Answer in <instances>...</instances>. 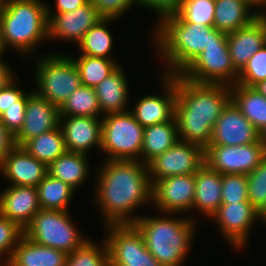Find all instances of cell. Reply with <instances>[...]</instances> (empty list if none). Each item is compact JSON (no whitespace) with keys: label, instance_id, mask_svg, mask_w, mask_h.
<instances>
[{"label":"cell","instance_id":"obj_16","mask_svg":"<svg viewBox=\"0 0 266 266\" xmlns=\"http://www.w3.org/2000/svg\"><path fill=\"white\" fill-rule=\"evenodd\" d=\"M48 40L74 42L78 45L84 34L102 17L89 1L73 11L47 13ZM52 39V40H51Z\"/></svg>","mask_w":266,"mask_h":266},{"label":"cell","instance_id":"obj_45","mask_svg":"<svg viewBox=\"0 0 266 266\" xmlns=\"http://www.w3.org/2000/svg\"><path fill=\"white\" fill-rule=\"evenodd\" d=\"M15 146V136L6 129L0 119V162Z\"/></svg>","mask_w":266,"mask_h":266},{"label":"cell","instance_id":"obj_26","mask_svg":"<svg viewBox=\"0 0 266 266\" xmlns=\"http://www.w3.org/2000/svg\"><path fill=\"white\" fill-rule=\"evenodd\" d=\"M67 255L64 251L38 245L23 235L8 263L11 266H65Z\"/></svg>","mask_w":266,"mask_h":266},{"label":"cell","instance_id":"obj_4","mask_svg":"<svg viewBox=\"0 0 266 266\" xmlns=\"http://www.w3.org/2000/svg\"><path fill=\"white\" fill-rule=\"evenodd\" d=\"M175 215L160 212L159 217L158 213L153 217L141 215L133 223L141 233L147 250L163 266L185 264L197 231V220L194 221L189 215L182 218Z\"/></svg>","mask_w":266,"mask_h":266},{"label":"cell","instance_id":"obj_54","mask_svg":"<svg viewBox=\"0 0 266 266\" xmlns=\"http://www.w3.org/2000/svg\"><path fill=\"white\" fill-rule=\"evenodd\" d=\"M2 3H3V0H0V10H1V7H2Z\"/></svg>","mask_w":266,"mask_h":266},{"label":"cell","instance_id":"obj_17","mask_svg":"<svg viewBox=\"0 0 266 266\" xmlns=\"http://www.w3.org/2000/svg\"><path fill=\"white\" fill-rule=\"evenodd\" d=\"M260 141V132L230 100L213 127L209 145L238 146Z\"/></svg>","mask_w":266,"mask_h":266},{"label":"cell","instance_id":"obj_51","mask_svg":"<svg viewBox=\"0 0 266 266\" xmlns=\"http://www.w3.org/2000/svg\"><path fill=\"white\" fill-rule=\"evenodd\" d=\"M260 221L263 223V226L266 224V207L260 213Z\"/></svg>","mask_w":266,"mask_h":266},{"label":"cell","instance_id":"obj_46","mask_svg":"<svg viewBox=\"0 0 266 266\" xmlns=\"http://www.w3.org/2000/svg\"><path fill=\"white\" fill-rule=\"evenodd\" d=\"M89 0H56L55 1V12L53 11V7L48 6L47 4V13H64L73 11L79 7L85 5Z\"/></svg>","mask_w":266,"mask_h":266},{"label":"cell","instance_id":"obj_11","mask_svg":"<svg viewBox=\"0 0 266 266\" xmlns=\"http://www.w3.org/2000/svg\"><path fill=\"white\" fill-rule=\"evenodd\" d=\"M266 157L261 141L238 146L208 145L204 149L205 163L221 175L249 174Z\"/></svg>","mask_w":266,"mask_h":266},{"label":"cell","instance_id":"obj_29","mask_svg":"<svg viewBox=\"0 0 266 266\" xmlns=\"http://www.w3.org/2000/svg\"><path fill=\"white\" fill-rule=\"evenodd\" d=\"M231 100L259 132L266 128V97L255 87L232 85Z\"/></svg>","mask_w":266,"mask_h":266},{"label":"cell","instance_id":"obj_34","mask_svg":"<svg viewBox=\"0 0 266 266\" xmlns=\"http://www.w3.org/2000/svg\"><path fill=\"white\" fill-rule=\"evenodd\" d=\"M60 116L101 117L93 87L80 85L59 109Z\"/></svg>","mask_w":266,"mask_h":266},{"label":"cell","instance_id":"obj_30","mask_svg":"<svg viewBox=\"0 0 266 266\" xmlns=\"http://www.w3.org/2000/svg\"><path fill=\"white\" fill-rule=\"evenodd\" d=\"M114 21H116L114 18H102L92 26L84 34V37L77 46L82 52H80V55L115 59V56L111 54L114 46V36L111 34L110 28H108V25Z\"/></svg>","mask_w":266,"mask_h":266},{"label":"cell","instance_id":"obj_3","mask_svg":"<svg viewBox=\"0 0 266 266\" xmlns=\"http://www.w3.org/2000/svg\"><path fill=\"white\" fill-rule=\"evenodd\" d=\"M156 23L152 36L157 54L166 67H163L164 75L181 74L206 46L227 42L226 33L213 26L181 21L175 14Z\"/></svg>","mask_w":266,"mask_h":266},{"label":"cell","instance_id":"obj_15","mask_svg":"<svg viewBox=\"0 0 266 266\" xmlns=\"http://www.w3.org/2000/svg\"><path fill=\"white\" fill-rule=\"evenodd\" d=\"M161 94L138 97L134 107L129 108L136 121L143 127L171 121L175 117L176 75L161 72ZM163 77V79H162Z\"/></svg>","mask_w":266,"mask_h":266},{"label":"cell","instance_id":"obj_9","mask_svg":"<svg viewBox=\"0 0 266 266\" xmlns=\"http://www.w3.org/2000/svg\"><path fill=\"white\" fill-rule=\"evenodd\" d=\"M103 238L109 266H163L147 250L141 233L133 224L105 225Z\"/></svg>","mask_w":266,"mask_h":266},{"label":"cell","instance_id":"obj_36","mask_svg":"<svg viewBox=\"0 0 266 266\" xmlns=\"http://www.w3.org/2000/svg\"><path fill=\"white\" fill-rule=\"evenodd\" d=\"M215 0H182L175 14L181 21L213 26Z\"/></svg>","mask_w":266,"mask_h":266},{"label":"cell","instance_id":"obj_6","mask_svg":"<svg viewBox=\"0 0 266 266\" xmlns=\"http://www.w3.org/2000/svg\"><path fill=\"white\" fill-rule=\"evenodd\" d=\"M34 67L36 87L33 90L59 109L81 85L77 66L63 52L36 57Z\"/></svg>","mask_w":266,"mask_h":266},{"label":"cell","instance_id":"obj_35","mask_svg":"<svg viewBox=\"0 0 266 266\" xmlns=\"http://www.w3.org/2000/svg\"><path fill=\"white\" fill-rule=\"evenodd\" d=\"M95 243L91 237L79 248L68 253L65 266H109V253L105 240Z\"/></svg>","mask_w":266,"mask_h":266},{"label":"cell","instance_id":"obj_48","mask_svg":"<svg viewBox=\"0 0 266 266\" xmlns=\"http://www.w3.org/2000/svg\"><path fill=\"white\" fill-rule=\"evenodd\" d=\"M253 6H255L254 9L260 11L263 13L266 10V0H248ZM260 9V10H259Z\"/></svg>","mask_w":266,"mask_h":266},{"label":"cell","instance_id":"obj_24","mask_svg":"<svg viewBox=\"0 0 266 266\" xmlns=\"http://www.w3.org/2000/svg\"><path fill=\"white\" fill-rule=\"evenodd\" d=\"M221 190L222 175L204 163L195 173L193 212L210 219L222 204Z\"/></svg>","mask_w":266,"mask_h":266},{"label":"cell","instance_id":"obj_21","mask_svg":"<svg viewBox=\"0 0 266 266\" xmlns=\"http://www.w3.org/2000/svg\"><path fill=\"white\" fill-rule=\"evenodd\" d=\"M234 68L240 72L248 60L266 43V18L261 14L251 24L227 34Z\"/></svg>","mask_w":266,"mask_h":266},{"label":"cell","instance_id":"obj_37","mask_svg":"<svg viewBox=\"0 0 266 266\" xmlns=\"http://www.w3.org/2000/svg\"><path fill=\"white\" fill-rule=\"evenodd\" d=\"M248 201L258 211L266 207V157L247 174Z\"/></svg>","mask_w":266,"mask_h":266},{"label":"cell","instance_id":"obj_42","mask_svg":"<svg viewBox=\"0 0 266 266\" xmlns=\"http://www.w3.org/2000/svg\"><path fill=\"white\" fill-rule=\"evenodd\" d=\"M97 9L102 18L120 19L130 11L131 7L138 5V0H89Z\"/></svg>","mask_w":266,"mask_h":266},{"label":"cell","instance_id":"obj_5","mask_svg":"<svg viewBox=\"0 0 266 266\" xmlns=\"http://www.w3.org/2000/svg\"><path fill=\"white\" fill-rule=\"evenodd\" d=\"M44 0H3L0 10V39L7 51L22 57L48 41L47 4Z\"/></svg>","mask_w":266,"mask_h":266},{"label":"cell","instance_id":"obj_19","mask_svg":"<svg viewBox=\"0 0 266 266\" xmlns=\"http://www.w3.org/2000/svg\"><path fill=\"white\" fill-rule=\"evenodd\" d=\"M59 126L69 152L88 155L93 147L101 149L102 118L60 116Z\"/></svg>","mask_w":266,"mask_h":266},{"label":"cell","instance_id":"obj_33","mask_svg":"<svg viewBox=\"0 0 266 266\" xmlns=\"http://www.w3.org/2000/svg\"><path fill=\"white\" fill-rule=\"evenodd\" d=\"M71 57L78 68L81 85L93 88L120 65L117 59L87 55H80L77 58L71 55Z\"/></svg>","mask_w":266,"mask_h":266},{"label":"cell","instance_id":"obj_18","mask_svg":"<svg viewBox=\"0 0 266 266\" xmlns=\"http://www.w3.org/2000/svg\"><path fill=\"white\" fill-rule=\"evenodd\" d=\"M60 112L54 104L38 95L34 90L27 92L24 123L15 135L16 146H23L35 138L59 126Z\"/></svg>","mask_w":266,"mask_h":266},{"label":"cell","instance_id":"obj_12","mask_svg":"<svg viewBox=\"0 0 266 266\" xmlns=\"http://www.w3.org/2000/svg\"><path fill=\"white\" fill-rule=\"evenodd\" d=\"M204 163V149L201 146L178 140L167 151L152 159L147 168L153 185L166 177L195 174Z\"/></svg>","mask_w":266,"mask_h":266},{"label":"cell","instance_id":"obj_2","mask_svg":"<svg viewBox=\"0 0 266 266\" xmlns=\"http://www.w3.org/2000/svg\"><path fill=\"white\" fill-rule=\"evenodd\" d=\"M231 100V86L198 84L176 74L175 120L178 138L205 149L223 108Z\"/></svg>","mask_w":266,"mask_h":266},{"label":"cell","instance_id":"obj_7","mask_svg":"<svg viewBox=\"0 0 266 266\" xmlns=\"http://www.w3.org/2000/svg\"><path fill=\"white\" fill-rule=\"evenodd\" d=\"M70 215L69 211L40 209L25 227L24 236L38 245L71 253L89 236L80 233Z\"/></svg>","mask_w":266,"mask_h":266},{"label":"cell","instance_id":"obj_1","mask_svg":"<svg viewBox=\"0 0 266 266\" xmlns=\"http://www.w3.org/2000/svg\"><path fill=\"white\" fill-rule=\"evenodd\" d=\"M95 182L94 204L105 225L133 224L143 205H152L147 165L137 160H104Z\"/></svg>","mask_w":266,"mask_h":266},{"label":"cell","instance_id":"obj_55","mask_svg":"<svg viewBox=\"0 0 266 266\" xmlns=\"http://www.w3.org/2000/svg\"><path fill=\"white\" fill-rule=\"evenodd\" d=\"M262 14H263V15L265 16V18H266V11H264Z\"/></svg>","mask_w":266,"mask_h":266},{"label":"cell","instance_id":"obj_47","mask_svg":"<svg viewBox=\"0 0 266 266\" xmlns=\"http://www.w3.org/2000/svg\"><path fill=\"white\" fill-rule=\"evenodd\" d=\"M14 69L8 62L0 59V90L15 76Z\"/></svg>","mask_w":266,"mask_h":266},{"label":"cell","instance_id":"obj_38","mask_svg":"<svg viewBox=\"0 0 266 266\" xmlns=\"http://www.w3.org/2000/svg\"><path fill=\"white\" fill-rule=\"evenodd\" d=\"M266 80V43L257 51L239 72L237 84L255 87Z\"/></svg>","mask_w":266,"mask_h":266},{"label":"cell","instance_id":"obj_10","mask_svg":"<svg viewBox=\"0 0 266 266\" xmlns=\"http://www.w3.org/2000/svg\"><path fill=\"white\" fill-rule=\"evenodd\" d=\"M198 84L237 83L239 72L234 68L227 42L211 43L180 74Z\"/></svg>","mask_w":266,"mask_h":266},{"label":"cell","instance_id":"obj_20","mask_svg":"<svg viewBox=\"0 0 266 266\" xmlns=\"http://www.w3.org/2000/svg\"><path fill=\"white\" fill-rule=\"evenodd\" d=\"M0 173L11 185L36 187L48 174V166L15 146L0 162Z\"/></svg>","mask_w":266,"mask_h":266},{"label":"cell","instance_id":"obj_22","mask_svg":"<svg viewBox=\"0 0 266 266\" xmlns=\"http://www.w3.org/2000/svg\"><path fill=\"white\" fill-rule=\"evenodd\" d=\"M40 209L36 187L10 185L0 193V215L23 230Z\"/></svg>","mask_w":266,"mask_h":266},{"label":"cell","instance_id":"obj_40","mask_svg":"<svg viewBox=\"0 0 266 266\" xmlns=\"http://www.w3.org/2000/svg\"><path fill=\"white\" fill-rule=\"evenodd\" d=\"M246 174L222 175V203L249 202Z\"/></svg>","mask_w":266,"mask_h":266},{"label":"cell","instance_id":"obj_39","mask_svg":"<svg viewBox=\"0 0 266 266\" xmlns=\"http://www.w3.org/2000/svg\"><path fill=\"white\" fill-rule=\"evenodd\" d=\"M23 235L24 230L16 222L0 215V264L9 261Z\"/></svg>","mask_w":266,"mask_h":266},{"label":"cell","instance_id":"obj_41","mask_svg":"<svg viewBox=\"0 0 266 266\" xmlns=\"http://www.w3.org/2000/svg\"><path fill=\"white\" fill-rule=\"evenodd\" d=\"M17 76L15 75L7 84L0 90V115L6 109L12 107H26L27 91L19 88L17 83Z\"/></svg>","mask_w":266,"mask_h":266},{"label":"cell","instance_id":"obj_27","mask_svg":"<svg viewBox=\"0 0 266 266\" xmlns=\"http://www.w3.org/2000/svg\"><path fill=\"white\" fill-rule=\"evenodd\" d=\"M88 155L66 151L48 166V174L77 190L90 176Z\"/></svg>","mask_w":266,"mask_h":266},{"label":"cell","instance_id":"obj_32","mask_svg":"<svg viewBox=\"0 0 266 266\" xmlns=\"http://www.w3.org/2000/svg\"><path fill=\"white\" fill-rule=\"evenodd\" d=\"M22 147L47 166L67 151L60 126L28 140Z\"/></svg>","mask_w":266,"mask_h":266},{"label":"cell","instance_id":"obj_23","mask_svg":"<svg viewBox=\"0 0 266 266\" xmlns=\"http://www.w3.org/2000/svg\"><path fill=\"white\" fill-rule=\"evenodd\" d=\"M121 64L96 87L95 93L101 110V118L111 113L125 112L129 102V84Z\"/></svg>","mask_w":266,"mask_h":266},{"label":"cell","instance_id":"obj_31","mask_svg":"<svg viewBox=\"0 0 266 266\" xmlns=\"http://www.w3.org/2000/svg\"><path fill=\"white\" fill-rule=\"evenodd\" d=\"M41 209L69 211L75 189L61 180L47 174L36 186Z\"/></svg>","mask_w":266,"mask_h":266},{"label":"cell","instance_id":"obj_8","mask_svg":"<svg viewBox=\"0 0 266 266\" xmlns=\"http://www.w3.org/2000/svg\"><path fill=\"white\" fill-rule=\"evenodd\" d=\"M144 128L133 114L111 113L102 117L101 153L104 160L141 161Z\"/></svg>","mask_w":266,"mask_h":266},{"label":"cell","instance_id":"obj_52","mask_svg":"<svg viewBox=\"0 0 266 266\" xmlns=\"http://www.w3.org/2000/svg\"><path fill=\"white\" fill-rule=\"evenodd\" d=\"M4 53H6V52L2 46L1 39H0V59H4V57H3Z\"/></svg>","mask_w":266,"mask_h":266},{"label":"cell","instance_id":"obj_28","mask_svg":"<svg viewBox=\"0 0 266 266\" xmlns=\"http://www.w3.org/2000/svg\"><path fill=\"white\" fill-rule=\"evenodd\" d=\"M178 140L175 117L171 121L145 127L141 162L147 165L152 159L171 148Z\"/></svg>","mask_w":266,"mask_h":266},{"label":"cell","instance_id":"obj_49","mask_svg":"<svg viewBox=\"0 0 266 266\" xmlns=\"http://www.w3.org/2000/svg\"><path fill=\"white\" fill-rule=\"evenodd\" d=\"M255 88L266 97V80L261 81L259 84L255 86Z\"/></svg>","mask_w":266,"mask_h":266},{"label":"cell","instance_id":"obj_44","mask_svg":"<svg viewBox=\"0 0 266 266\" xmlns=\"http://www.w3.org/2000/svg\"><path fill=\"white\" fill-rule=\"evenodd\" d=\"M26 107H12L6 109L1 115V122L14 136L20 131L25 118Z\"/></svg>","mask_w":266,"mask_h":266},{"label":"cell","instance_id":"obj_53","mask_svg":"<svg viewBox=\"0 0 266 266\" xmlns=\"http://www.w3.org/2000/svg\"><path fill=\"white\" fill-rule=\"evenodd\" d=\"M0 266H11L8 262L0 264Z\"/></svg>","mask_w":266,"mask_h":266},{"label":"cell","instance_id":"obj_43","mask_svg":"<svg viewBox=\"0 0 266 266\" xmlns=\"http://www.w3.org/2000/svg\"><path fill=\"white\" fill-rule=\"evenodd\" d=\"M181 3L182 0H138V6H144L143 8L157 13L158 22L165 17L176 14Z\"/></svg>","mask_w":266,"mask_h":266},{"label":"cell","instance_id":"obj_13","mask_svg":"<svg viewBox=\"0 0 266 266\" xmlns=\"http://www.w3.org/2000/svg\"><path fill=\"white\" fill-rule=\"evenodd\" d=\"M210 219L217 224L222 238L240 250L249 244L250 230L260 222V212L250 202L222 203Z\"/></svg>","mask_w":266,"mask_h":266},{"label":"cell","instance_id":"obj_25","mask_svg":"<svg viewBox=\"0 0 266 266\" xmlns=\"http://www.w3.org/2000/svg\"><path fill=\"white\" fill-rule=\"evenodd\" d=\"M254 7L248 0H215L213 27L226 34L244 28L262 14Z\"/></svg>","mask_w":266,"mask_h":266},{"label":"cell","instance_id":"obj_50","mask_svg":"<svg viewBox=\"0 0 266 266\" xmlns=\"http://www.w3.org/2000/svg\"><path fill=\"white\" fill-rule=\"evenodd\" d=\"M260 141L262 142L266 152V128L262 132H260Z\"/></svg>","mask_w":266,"mask_h":266},{"label":"cell","instance_id":"obj_14","mask_svg":"<svg viewBox=\"0 0 266 266\" xmlns=\"http://www.w3.org/2000/svg\"><path fill=\"white\" fill-rule=\"evenodd\" d=\"M194 196L195 174L166 177L152 185V207L164 214L193 212Z\"/></svg>","mask_w":266,"mask_h":266}]
</instances>
